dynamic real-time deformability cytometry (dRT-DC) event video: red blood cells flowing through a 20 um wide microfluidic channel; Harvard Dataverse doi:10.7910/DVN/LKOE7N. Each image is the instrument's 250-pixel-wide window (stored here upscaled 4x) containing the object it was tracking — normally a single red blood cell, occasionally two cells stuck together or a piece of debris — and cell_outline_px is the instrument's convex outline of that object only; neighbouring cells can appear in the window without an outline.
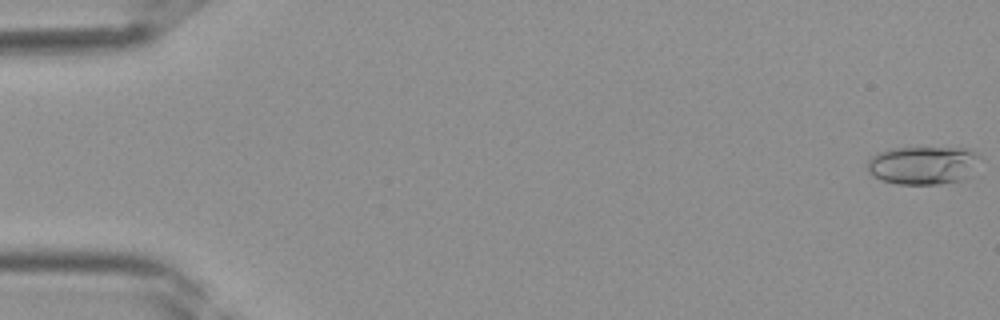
{"species": "Egyptian fruit bat (a non-hibernating species)", "species_latin": "Rousettus aegyptiacus", "temperature_condition": "room temperature", "stored_images_in_passage": 40, "camera_frame_rate_fps": 3000, "um_per_image_px": 0.085, "frame": {"image": 1, "passage_image": 1, "time_ms": 0.0, "image_size_px": [1000, 320], "cell_outline_px": [[980, 156], [964, 180], [936, 184], [900, 184], [884, 180], [872, 176], [868, 172], [868, 160], [876, 152], [896, 148], [972, 148]], "centroid_in_image_um": [78.43, 14.03], "position_along_channel_um": 6.6, "area_um2": 24.85}}
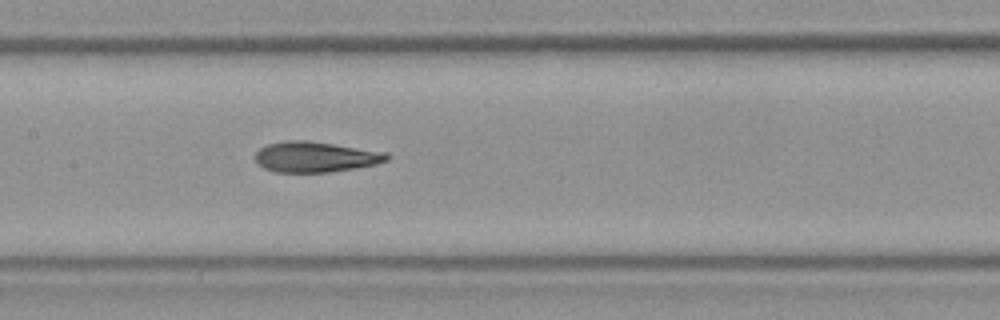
{"frame": {"image": 2, "passage_image": 20, "time_ms": 6.333, "image_size_px": [1000, 320], "cell_outline_px": [[388, 160], [376, 164], [356, 168], [328, 172], [272, 172], [264, 168], [256, 160], [256, 152], [260, 148], [268, 144], [288, 140], [308, 140], [388, 152]], "centroid_in_image_um": [26.83, 13.33], "position_along_channel_um": 180.6, "area_um2": 23.41}}
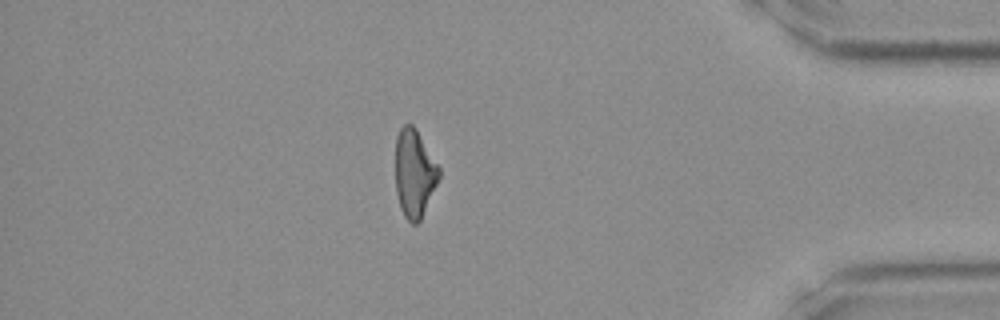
{"frame": {"image": 3, "passage_image": 35, "time_ms": 11.333, "image_size_px": [1000, 320], "cell_outline_px": [[440, 176], [420, 220], [416, 224], [412, 224], [404, 216], [400, 208], [396, 192], [396, 136], [400, 128], [404, 124], [412, 124], [416, 128], [440, 168]], "centroid_in_image_um": [35.21, 14.72], "position_along_channel_um": 400.0, "area_um2": 22.2}}